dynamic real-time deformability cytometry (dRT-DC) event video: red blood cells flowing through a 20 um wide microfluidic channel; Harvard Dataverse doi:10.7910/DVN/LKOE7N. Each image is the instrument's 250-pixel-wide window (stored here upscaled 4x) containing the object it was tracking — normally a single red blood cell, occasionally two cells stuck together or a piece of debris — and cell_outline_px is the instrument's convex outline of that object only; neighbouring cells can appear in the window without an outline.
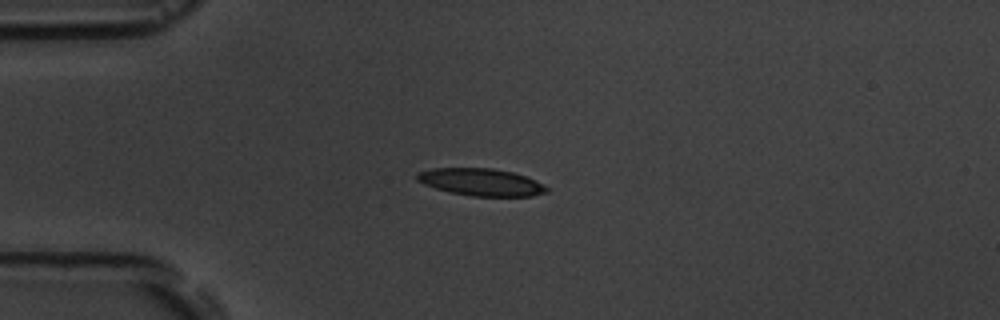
{"species": "common noctule bat (a hibernating species)", "species_latin": "Nyctalus noctula", "temperature_condition": "room temperature", "stored_images_in_passage": 16, "camera_frame_rate_fps": 3000, "um_per_image_px": 0.085, "animal": {"sex": "male", "body_mass_g": 19.5, "forearm_length_mm": 54.6}, "frame": {"image": 1, "passage_image": 4, "time_ms": 3.333, "image_size_px": [1000, 320], "cell_outline_px": [[548, 192], [532, 196], [472, 196], [448, 192], [424, 184], [416, 180], [416, 172], [432, 168], [492, 168], [512, 172], [536, 180], [548, 188]], "centroid_in_image_um": [40.86, 15.48], "position_along_channel_um": 44.1, "area_um2": 20.63}}
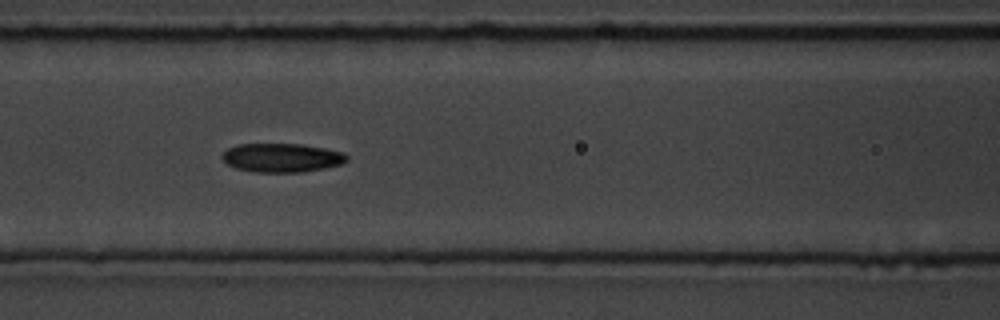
{"frame": {"image": 2, "passage_image": 7, "time_ms": 6.667, "image_size_px": [1000, 320], "cell_outline_px": [[348, 160], [344, 164], [304, 172], [256, 172], [236, 168], [228, 164], [220, 156], [228, 148], [240, 144], [300, 144], [324, 148], [344, 152], [348, 156]], "centroid_in_image_um": [23.99, 13.41], "position_along_channel_um": 142.6, "area_um2": 20.98}}
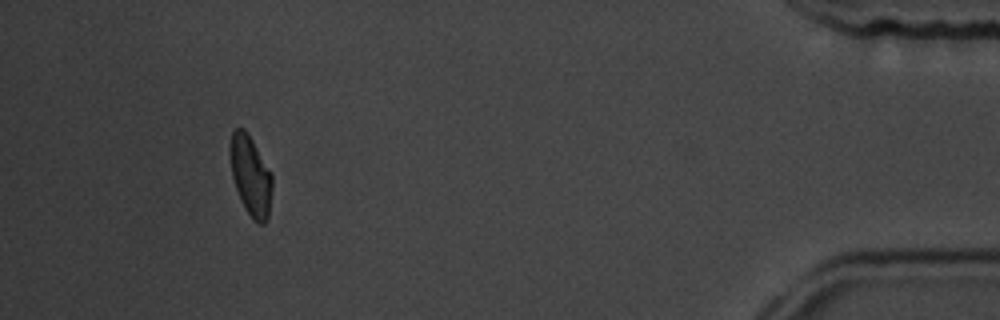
{"frame": {"image": 3, "passage_image": 15, "time_ms": 16.0, "image_size_px": [1000, 320], "cell_outline_px": [[272, 188], [268, 216], [264, 224], [260, 224], [252, 220], [236, 188], [232, 176], [228, 152], [228, 144], [232, 132], [236, 128], [244, 128], [252, 140], [272, 172]], "centroid_in_image_um": [21.29, 14.88], "position_along_channel_um": 413.9, "area_um2": 19.65}, "authors_computed_cell_mechanics": {"area_um2": 20.5479, "velocity_mm_per_s": 3.6029, "shape_relaxation_time_tau1_ms": 6.1362, "shape_relaxation_time_tau2_ms": 2.35, "deformation_change_tau1": 0.138, "deformation_change_tau2": 0.0671}}